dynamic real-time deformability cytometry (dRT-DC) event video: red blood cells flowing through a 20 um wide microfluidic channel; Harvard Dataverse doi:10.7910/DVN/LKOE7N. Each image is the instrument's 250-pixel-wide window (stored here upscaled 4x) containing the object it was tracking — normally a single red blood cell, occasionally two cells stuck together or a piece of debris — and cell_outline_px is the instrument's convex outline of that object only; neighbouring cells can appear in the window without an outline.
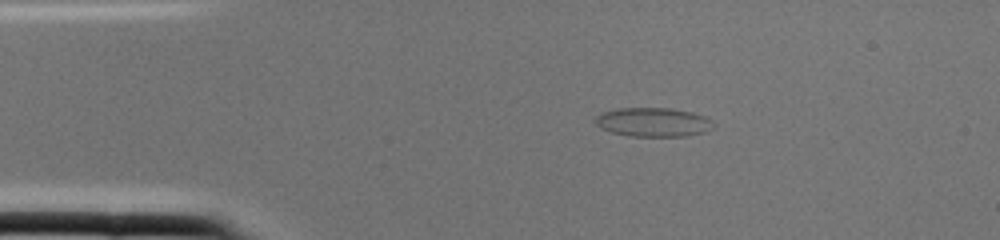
{"species": "common noctule bat (a hibernating species)", "species_latin": "Nyctalus noctula", "temperature_condition": "cold", "stored_images_in_passage": 1, "camera_frame_rate_fps": 3000, "um_per_image_px": 0.085, "animal": {"sex": "female", "body_mass_g": 22.0, "forearm_length_mm": 56.7}, "frame": {"image": 1, "passage_image": 1, "time_ms": 0.0, "image_size_px": [1000, 240], "cell_outline_px": [[712, 128], [704, 132], [688, 136], [628, 136], [612, 132], [600, 128], [592, 120], [600, 112], [616, 108], [668, 108], [692, 112], [704, 116], [712, 120]], "centroid_in_image_um": [55.46, 10.38], "position_along_channel_um": 29.5, "area_um2": 20.11}}